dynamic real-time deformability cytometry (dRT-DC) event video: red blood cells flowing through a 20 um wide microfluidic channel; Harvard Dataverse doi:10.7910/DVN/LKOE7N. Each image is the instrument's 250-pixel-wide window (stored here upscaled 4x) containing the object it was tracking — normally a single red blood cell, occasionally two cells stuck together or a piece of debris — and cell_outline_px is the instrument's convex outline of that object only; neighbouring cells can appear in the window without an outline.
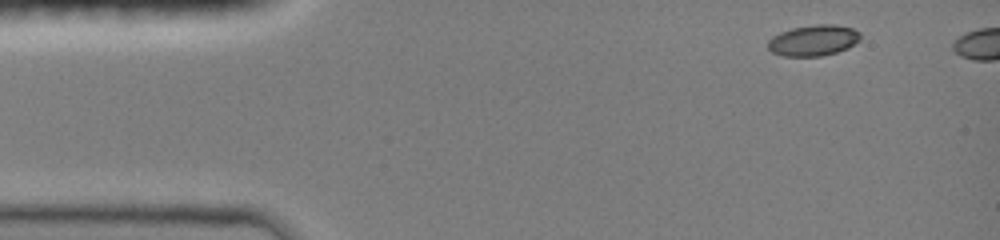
{"species": "common noctule bat (a hibernating species)", "species_latin": "Nyctalus noctula", "temperature_condition": "room temperature", "stored_images_in_passage": 4, "camera_frame_rate_fps": 3000, "um_per_image_px": 0.085, "animal": {"sex": "female", "body_mass_g": 19.0, "forearm_length_mm": 51.5}, "frame": {"image": 1, "passage_image": 1, "time_ms": 0.0, "image_size_px": [1000, 240], "cell_outline_px": [[860, 40], [848, 48], [836, 52], [820, 56], [784, 56], [772, 52], [768, 48], [768, 40], [772, 36], [780, 32], [792, 28], [816, 24], [836, 24], [852, 28], [860, 32]], "centroid_in_image_um": [69.14, 3.42], "position_along_channel_um": 15.9, "area_um2": 16.7}}